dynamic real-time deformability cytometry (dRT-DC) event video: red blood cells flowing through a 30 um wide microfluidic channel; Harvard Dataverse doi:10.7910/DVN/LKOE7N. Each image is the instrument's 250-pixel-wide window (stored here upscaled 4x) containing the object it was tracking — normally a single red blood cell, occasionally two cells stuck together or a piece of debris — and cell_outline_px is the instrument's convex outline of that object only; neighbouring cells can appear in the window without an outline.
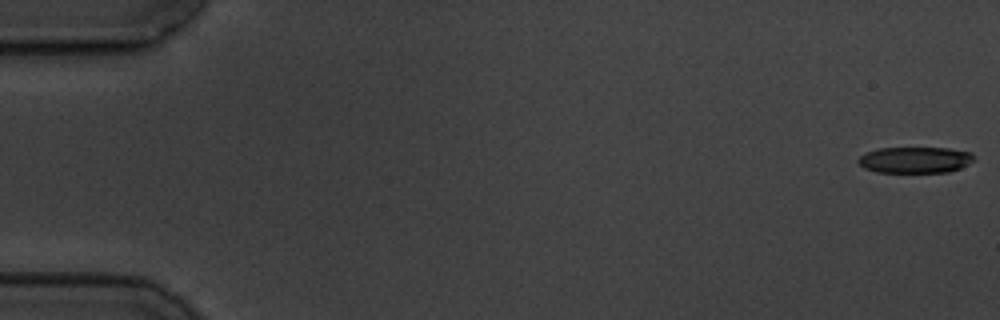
{"species": "common noctule bat (a hibernating species)", "species_latin": "Nyctalus noctula", "temperature_condition": "cold", "stored_images_in_passage": 8, "camera_frame_rate_fps": 3000, "um_per_image_px": 0.085, "animal": {"sex": "male", "body_mass_g": 19.5, "forearm_length_mm": 54.6}, "frame": {"image": 1, "passage_image": 1, "time_ms": 0.0, "image_size_px": [1000, 320], "cell_outline_px": [[976, 160], [960, 168], [948, 172], [876, 172], [864, 168], [856, 160], [860, 156], [868, 152], [880, 148], [948, 148], [972, 152], [976, 156]], "centroid_in_image_um": [77.83, 13.59], "position_along_channel_um": 7.2, "area_um2": 17.74}}
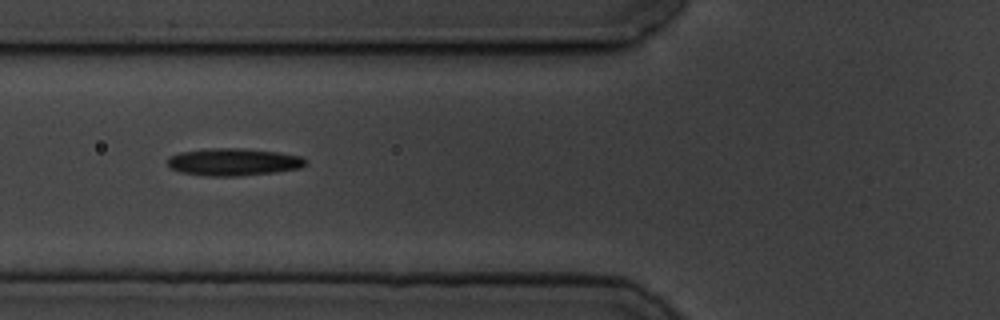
{"frame": {"image": 2, "passage_image": 7, "time_ms": 7.0, "image_size_px": [1000, 320], "cell_outline_px": [[308, 160], [300, 168], [276, 172], [236, 176], [204, 176], [180, 172], [168, 168], [168, 156], [180, 152], [208, 148], [240, 148], [280, 152], [300, 156]], "centroid_in_image_um": [19.81, 13.76], "position_along_channel_um": 106.0, "area_um2": 22.2}}
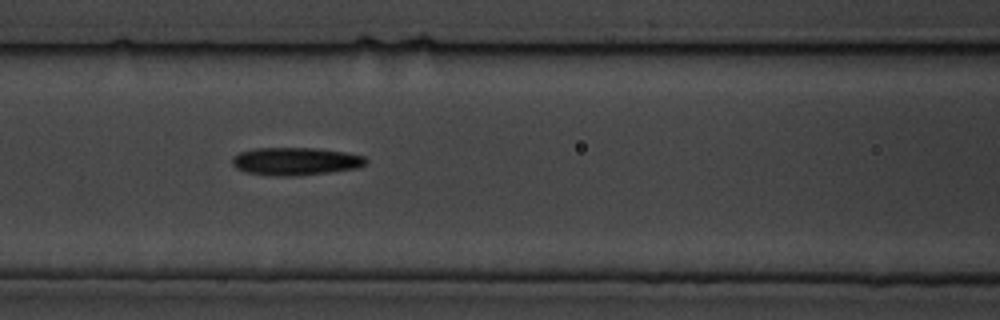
{"frame": {"image": 3, "passage_image": 8, "time_ms": 8.0, "image_size_px": [1000, 320], "cell_outline_px": [[368, 160], [364, 164], [356, 168], [328, 172], [296, 176], [276, 176], [244, 172], [236, 168], [232, 164], [232, 156], [240, 152], [252, 148], [316, 148], [344, 152], [364, 156]], "centroid_in_image_um": [25.07, 13.71], "position_along_channel_um": 141.5, "area_um2": 21.68}}